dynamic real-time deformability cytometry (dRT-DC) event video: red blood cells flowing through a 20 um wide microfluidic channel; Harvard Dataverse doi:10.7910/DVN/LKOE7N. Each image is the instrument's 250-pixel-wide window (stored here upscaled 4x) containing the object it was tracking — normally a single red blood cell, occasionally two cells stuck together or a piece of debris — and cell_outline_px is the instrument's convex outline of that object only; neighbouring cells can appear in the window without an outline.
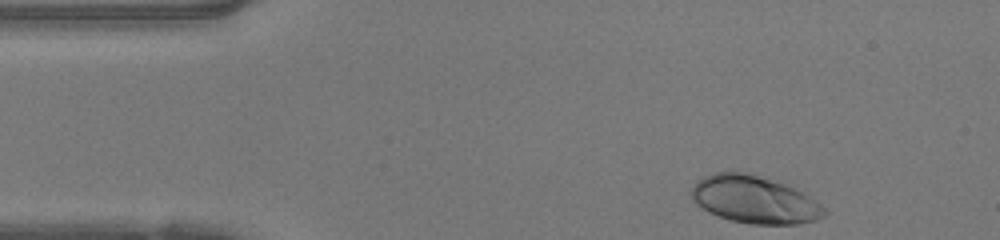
{"species": "human", "species_latin": "Homo sapiens", "temperature_condition": "warm", "stored_images_in_passage": 34, "camera_frame_rate_fps": 3000, "um_per_image_px": 0.085, "donor": {"sex": "female"}, "frame": {"image": 1, "passage_image": 1, "time_ms": 0.0, "image_size_px": [1000, 240], "cell_outline_px": [[828, 212], [824, 216], [816, 220], [796, 224], [752, 224], [732, 220], [708, 212], [696, 204], [692, 200], [688, 192], [696, 180], [712, 172], [744, 172], [776, 180], [796, 188], [804, 192], [820, 204]], "centroid_in_image_um": [64.1, 16.95], "position_along_channel_um": 20.9, "area_um2": 37.11}}
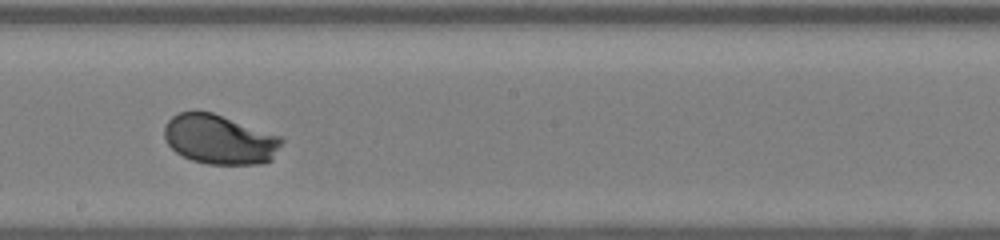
{"frame": {"image": 2, "passage_image": 21, "time_ms": 6.667, "image_size_px": [1000, 240], "cell_outline_px": [[284, 140], [272, 160], [260, 164], [208, 164], [192, 160], [176, 152], [168, 144], [164, 136], [164, 128], [168, 120], [172, 116], [180, 112], [212, 112], [280, 136]], "centroid_in_image_um": [18.67, 11.86], "position_along_channel_um": 229.5, "area_um2": 33.64}}
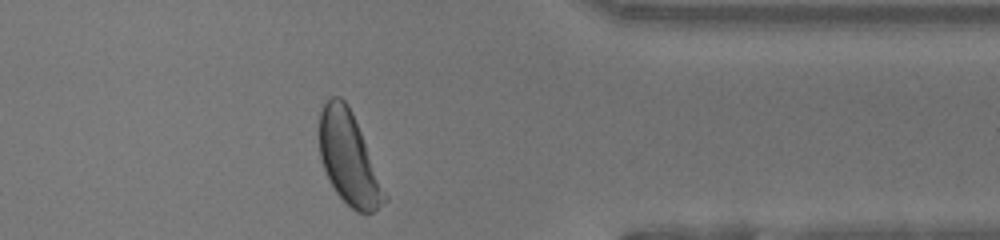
{"frame": {"image": 3, "passage_image": 33, "time_ms": 10.667, "image_size_px": [1000, 240], "cell_outline_px": [[388, 200], [372, 212], [356, 212], [336, 192], [324, 168], [320, 156], [320, 112], [324, 104], [332, 96], [340, 96], [348, 104], [352, 112], [388, 196]], "centroid_in_image_um": [29.66, 13.46], "position_along_channel_um": 381.7, "area_um2": 34.39}, "authors_computed_cell_mechanics": {"area_um2": 34.2754, "velocity_mm_per_s": 4.2114, "shape_relaxation_time_tau1_ms": 1.8693, "shape_relaxation_time_tau2_ms": null, "deformation_change_tau1": 0.1462, "deformation_change_tau2": null}}